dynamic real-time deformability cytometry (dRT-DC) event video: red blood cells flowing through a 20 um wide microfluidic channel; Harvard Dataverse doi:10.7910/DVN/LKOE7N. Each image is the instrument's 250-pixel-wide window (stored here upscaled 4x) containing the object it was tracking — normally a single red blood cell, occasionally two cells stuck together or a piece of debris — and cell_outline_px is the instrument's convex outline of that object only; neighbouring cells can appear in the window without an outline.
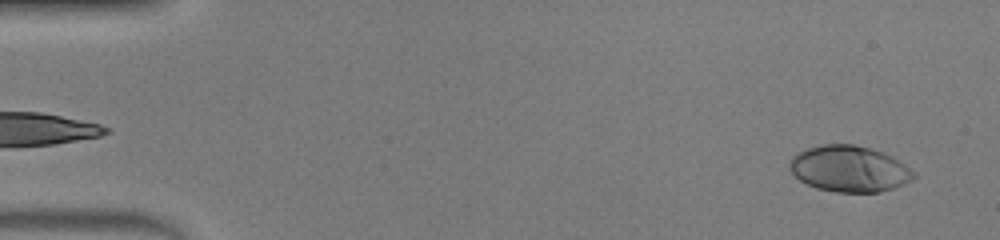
{"species": "human", "species_latin": "Homo sapiens", "temperature_condition": "warm", "stored_images_in_passage": 47, "camera_frame_rate_fps": 3000, "um_per_image_px": 0.085, "donor": {"sex": "male"}, "frame": {"image": 1, "passage_image": 2, "time_ms": 0.333, "image_size_px": [1000, 240], "cell_outline_px": [[916, 176], [912, 180], [904, 184], [880, 192], [836, 192], [816, 188], [800, 180], [788, 168], [788, 164], [792, 156], [808, 148], [820, 144], [852, 144], [868, 148], [892, 156], [904, 164]], "centroid_in_image_um": [72.16, 14.35], "position_along_channel_um": 12.8, "area_um2": 33.12}}
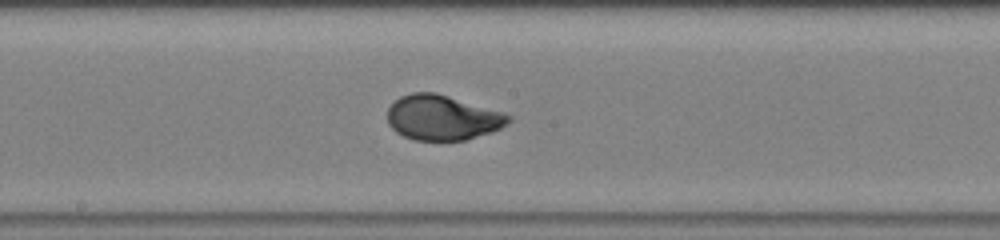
{"frame": {"image": 2, "passage_image": 25, "time_ms": 8.0, "image_size_px": [1000, 240], "cell_outline_px": [[512, 120], [508, 124], [492, 132], [464, 140], [412, 140], [396, 132], [388, 124], [388, 108], [400, 96], [412, 92], [436, 92], [500, 112], [512, 116]], "centroid_in_image_um": [37.58, 10.0], "position_along_channel_um": 210.6, "area_um2": 31.56}}
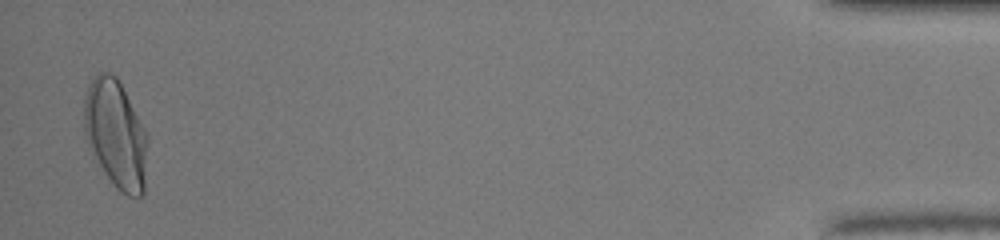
{"frame": {"image": 3, "passage_image": 46, "time_ms": 15.0, "image_size_px": [1000, 240], "cell_outline_px": [[148, 140], [144, 192], [140, 196], [128, 196], [116, 188], [104, 172], [92, 152], [88, 144], [84, 132], [84, 100], [88, 84], [96, 72], [108, 72], [116, 76], [120, 80], [148, 136]], "centroid_in_image_um": [9.84, 11.36], "position_along_channel_um": 425.4, "area_um2": 40.17}, "authors_computed_cell_mechanics": {"area_um2": 32.1946, "velocity_mm_per_s": 4.3125, "shape_relaxation_time_tau1_ms": 3.9246, "shape_relaxation_time_tau2_ms": null, "deformation_change_tau1": 0.2205, "deformation_change_tau2": null}}